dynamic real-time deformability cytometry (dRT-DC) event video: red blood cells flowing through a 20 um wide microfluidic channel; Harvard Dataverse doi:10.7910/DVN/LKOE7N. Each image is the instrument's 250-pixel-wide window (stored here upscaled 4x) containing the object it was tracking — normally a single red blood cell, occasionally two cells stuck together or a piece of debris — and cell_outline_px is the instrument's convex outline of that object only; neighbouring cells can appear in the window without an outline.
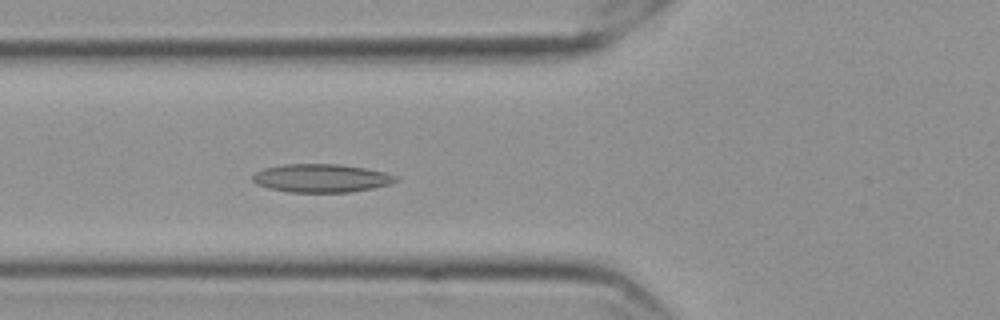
{"species": "Egyptian fruit bat (a non-hibernating species)", "species_latin": "Rousettus aegyptiacus", "temperature_condition": "cold", "stored_images_in_passage": 49, "camera_frame_rate_fps": 3000, "um_per_image_px": 0.085, "frame": {"image": 1, "passage_image": 18, "time_ms": 5.667, "image_size_px": [1000, 320], "cell_outline_px": [[400, 180], [392, 184], [372, 188], [348, 192], [288, 192], [268, 188], [256, 184], [252, 180], [252, 176], [256, 172], [264, 168], [284, 164], [340, 164], [364, 168], [384, 172], [396, 176]], "centroid_in_image_um": [27.31, 15.14], "position_along_channel_um": 98.5, "area_um2": 23.64}}
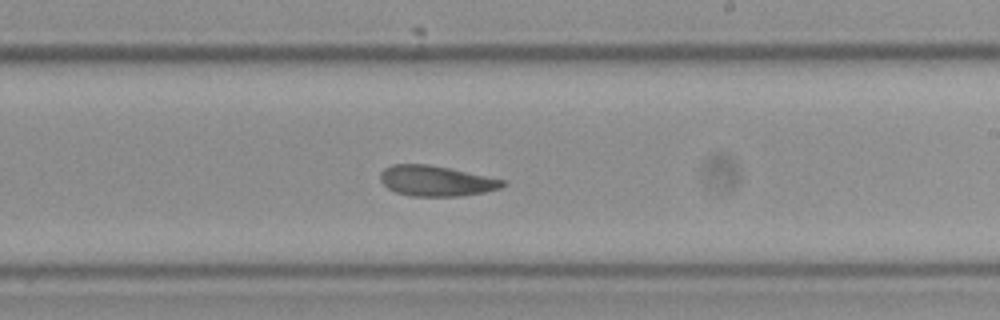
{"frame": {"image": 2, "passage_image": 31, "time_ms": 10.0, "image_size_px": [1000, 320], "cell_outline_px": [[508, 184], [500, 188], [484, 192], [460, 196], [412, 196], [396, 192], [388, 188], [380, 180], [380, 172], [384, 168], [392, 164], [428, 164], [508, 180]], "centroid_in_image_um": [37.1, 15.37], "position_along_channel_um": 251.9, "area_um2": 21.79}}
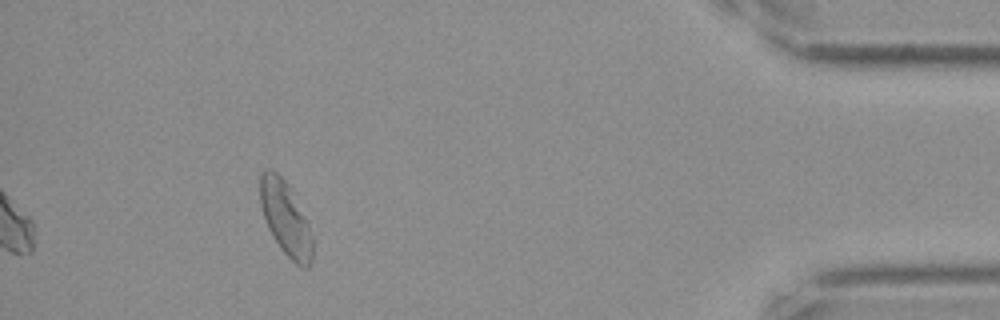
{"frame": {"image": 3, "passage_image": 49, "time_ms": 16.0, "image_size_px": [1000, 320], "cell_outline_px": [[316, 240], [312, 264], [308, 268], [300, 268], [280, 248], [272, 236], [268, 228], [260, 204], [260, 176], [268, 168], [272, 168], [288, 184]], "centroid_in_image_um": [24.33, 18.65], "position_along_channel_um": 410.9, "area_um2": 22.89}, "authors_computed_cell_mechanics": {"area_um2": 22.1952, "velocity_mm_per_s": 3.5291, "shape_relaxation_time_tau1_ms": null, "shape_relaxation_time_tau2_ms": 6.3893, "deformation_change_tau1": null, "deformation_change_tau2": 0.1311}}